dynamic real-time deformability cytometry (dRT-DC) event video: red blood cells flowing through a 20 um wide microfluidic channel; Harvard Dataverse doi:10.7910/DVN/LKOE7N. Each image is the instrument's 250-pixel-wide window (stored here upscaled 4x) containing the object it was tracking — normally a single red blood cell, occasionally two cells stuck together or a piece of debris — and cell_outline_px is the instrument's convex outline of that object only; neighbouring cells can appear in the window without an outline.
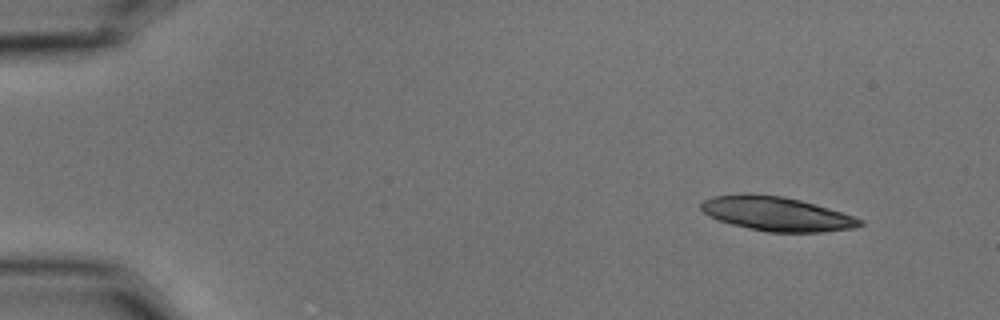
{"species": "common noctule bat (a hibernating species)", "species_latin": "Nyctalus noctula", "temperature_condition": "cold", "stored_images_in_passage": 7, "camera_frame_rate_fps": 3000, "um_per_image_px": 0.085, "animal": {"sex": "male", "body_mass_g": 15.6}, "frame": {"image": 1, "passage_image": 1, "time_ms": 0.0, "image_size_px": [1000, 320], "cell_outline_px": [[864, 224], [852, 228], [820, 232], [768, 232], [748, 228], [732, 224], [708, 216], [700, 208], [700, 204], [704, 200], [712, 196], [748, 192], [752, 192], [784, 196], [800, 200], [828, 208], [864, 220]], "centroid_in_image_um": [65.96, 18.15], "position_along_channel_um": 19.0, "area_um2": 31.73}}
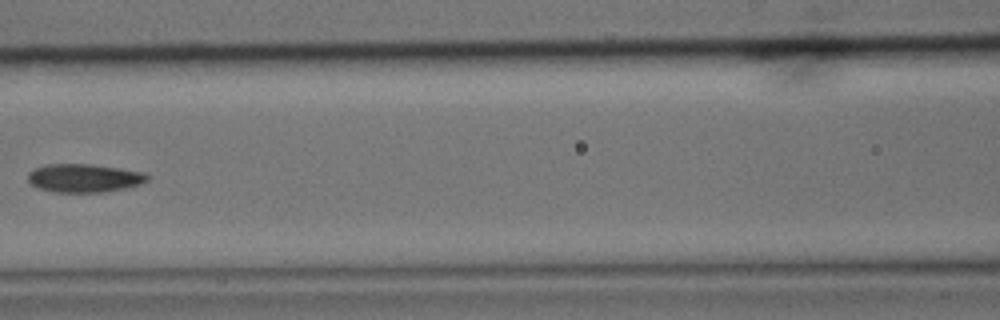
{"frame": {"image": 2, "passage_image": 6, "time_ms": 1.667, "image_size_px": [1000, 320], "cell_outline_px": [[148, 180], [140, 184], [124, 188], [104, 192], [56, 192], [40, 188], [32, 184], [28, 180], [28, 172], [36, 168], [48, 164], [92, 164], [120, 168], [144, 172], [148, 176]], "centroid_in_image_um": [7.17, 15.13], "position_along_channel_um": 159.4, "area_um2": 19.59}}
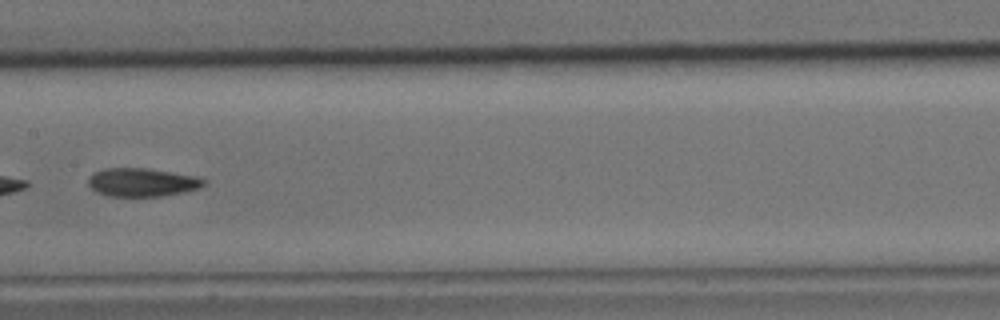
{"frame": {"image": 3, "passage_image": 7, "time_ms": 2.0, "image_size_px": [1000, 320], "cell_outline_px": [[208, 180], [200, 188], [160, 196], [108, 196], [96, 192], [88, 184], [88, 176], [104, 168], [148, 168], [196, 176]], "centroid_in_image_um": [12.06, 15.49], "position_along_channel_um": 195.3, "area_um2": 19.07}}